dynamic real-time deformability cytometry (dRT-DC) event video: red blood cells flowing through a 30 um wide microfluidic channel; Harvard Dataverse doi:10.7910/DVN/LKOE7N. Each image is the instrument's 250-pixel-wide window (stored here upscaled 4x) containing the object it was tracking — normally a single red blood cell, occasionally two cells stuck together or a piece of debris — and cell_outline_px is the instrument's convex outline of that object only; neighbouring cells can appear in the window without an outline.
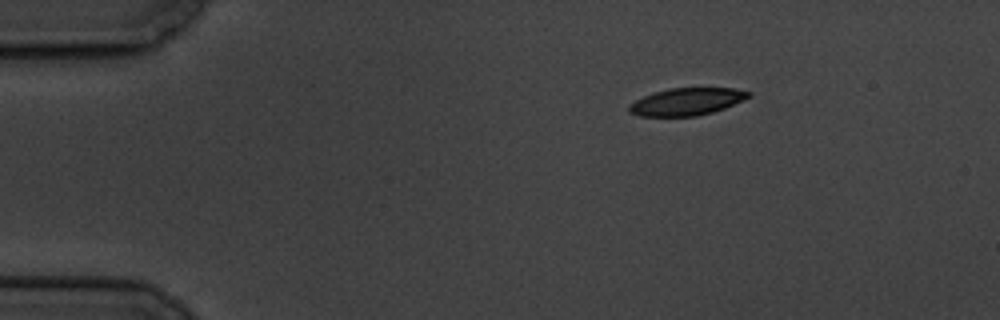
{"species": "common noctule bat (a hibernating species)", "species_latin": "Nyctalus noctula", "temperature_condition": "cold", "stored_images_in_passage": 7, "camera_frame_rate_fps": 3000, "um_per_image_px": 0.085, "animal": {"sex": "male", "body_mass_g": 19.5, "forearm_length_mm": 54.6}, "frame": {"image": 1, "passage_image": 1, "time_ms": 0.0, "image_size_px": [1000, 320], "cell_outline_px": [[752, 96], [744, 100], [724, 108], [712, 112], [696, 116], [640, 116], [628, 112], [628, 104], [644, 96], [668, 88], [736, 88], [752, 92]], "centroid_in_image_um": [58.39, 8.63], "position_along_channel_um": 26.6, "area_um2": 19.07}}
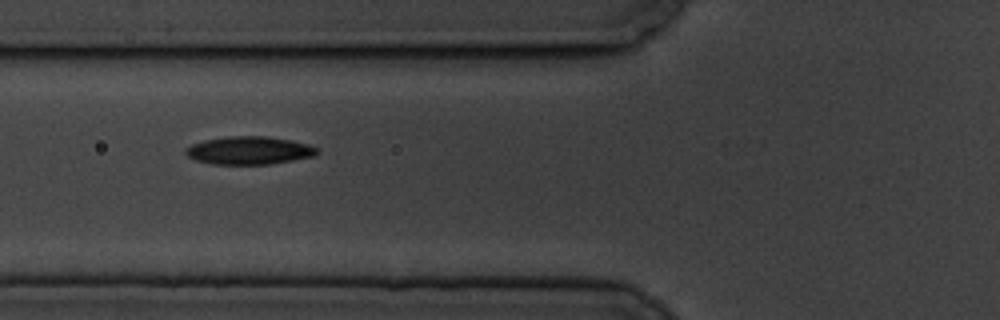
{"frame": {"image": 2, "passage_image": 5, "time_ms": 4.333, "image_size_px": [1000, 320], "cell_outline_px": [[316, 152], [312, 156], [292, 160], [268, 164], [212, 164], [196, 160], [188, 156], [184, 152], [184, 148], [192, 144], [204, 140], [228, 136], [268, 136], [292, 140], [308, 144], [316, 148]], "centroid_in_image_um": [21.12, 12.78], "position_along_channel_um": 104.7, "area_um2": 21.27}}
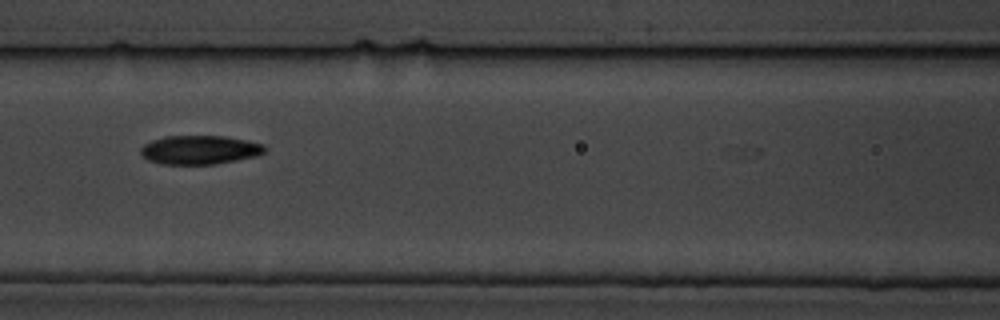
{"frame": {"image": 3, "passage_image": 6, "time_ms": 5.667, "image_size_px": [1000, 320], "cell_outline_px": [[264, 152], [256, 156], [216, 164], [160, 164], [148, 160], [140, 152], [140, 148], [144, 144], [152, 140], [164, 136], [224, 136], [244, 140], [260, 144], [264, 148]], "centroid_in_image_um": [16.91, 12.74], "position_along_channel_um": 149.7, "area_um2": 20.63}}